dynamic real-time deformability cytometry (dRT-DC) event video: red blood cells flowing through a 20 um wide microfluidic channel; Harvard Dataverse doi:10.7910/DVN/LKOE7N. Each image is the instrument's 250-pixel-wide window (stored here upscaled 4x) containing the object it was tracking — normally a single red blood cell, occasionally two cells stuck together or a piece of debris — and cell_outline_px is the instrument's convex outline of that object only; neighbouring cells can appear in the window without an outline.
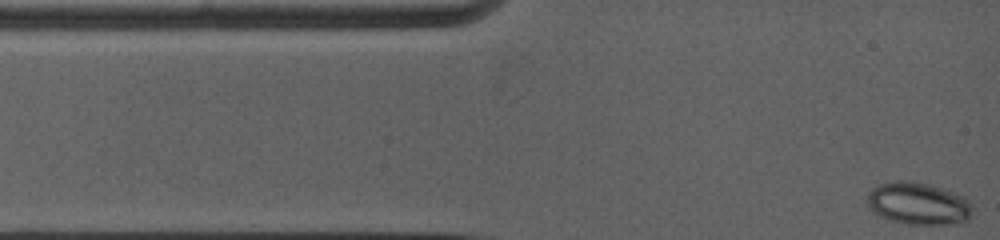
{"species": "common noctule bat (a hibernating species)", "species_latin": "Nyctalus noctula", "temperature_condition": "warm", "stored_images_in_passage": 24, "camera_frame_rate_fps": 5000, "um_per_image_px": 0.085, "animal": {"sex": "female", "body_mass_g": 19.0, "forearm_length_mm": 53.3}, "frame": {"image": 1, "passage_image": 1, "time_ms": 0.0, "image_size_px": [1000, 240], "cell_outline_px": [[972, 208], [968, 220], [948, 224], [908, 224], [888, 220], [872, 212], [868, 208], [868, 192], [872, 188], [880, 184], [896, 180], [908, 180], [928, 184], [944, 188], [964, 196], [972, 204]], "centroid_in_image_um": [78.03, 17.29], "position_along_channel_um": 7.0, "area_um2": 26.13}}
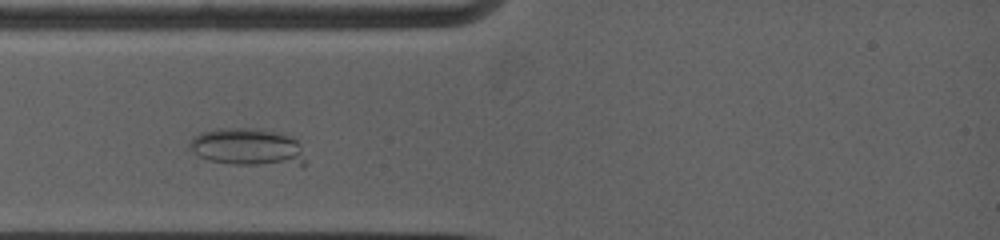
{"frame": {"image": 2, "passage_image": 15, "time_ms": 2.8, "image_size_px": [1000, 240], "cell_outline_px": [[304, 168], [236, 164], [208, 160], [192, 152], [188, 148], [188, 144], [192, 136], [200, 132], [216, 128], [256, 128], [276, 132], [292, 136], [300, 144], [304, 160]], "centroid_in_image_um": [21.08, 12.53], "position_along_channel_um": 63.9, "area_um2": 26.13}}
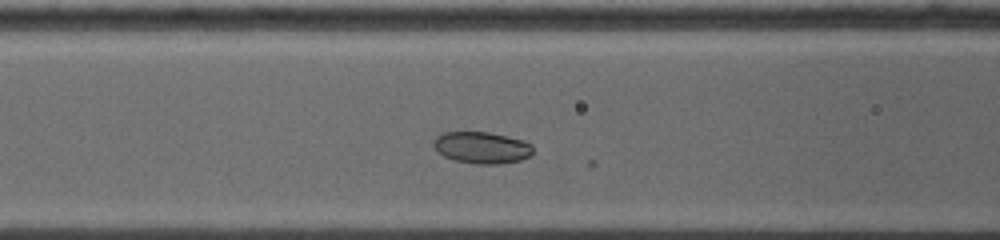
{"frame": {"image": 3, "passage_image": 23, "time_ms": 4.4, "image_size_px": [1000, 240], "cell_outline_px": [[532, 156], [520, 160], [500, 164], [476, 164], [452, 160], [444, 156], [432, 144], [436, 136], [440, 132], [488, 132], [508, 136], [524, 140], [532, 144]], "centroid_in_image_um": [40.97, 12.54], "position_along_channel_um": 125.6, "area_um2": 18.55}}